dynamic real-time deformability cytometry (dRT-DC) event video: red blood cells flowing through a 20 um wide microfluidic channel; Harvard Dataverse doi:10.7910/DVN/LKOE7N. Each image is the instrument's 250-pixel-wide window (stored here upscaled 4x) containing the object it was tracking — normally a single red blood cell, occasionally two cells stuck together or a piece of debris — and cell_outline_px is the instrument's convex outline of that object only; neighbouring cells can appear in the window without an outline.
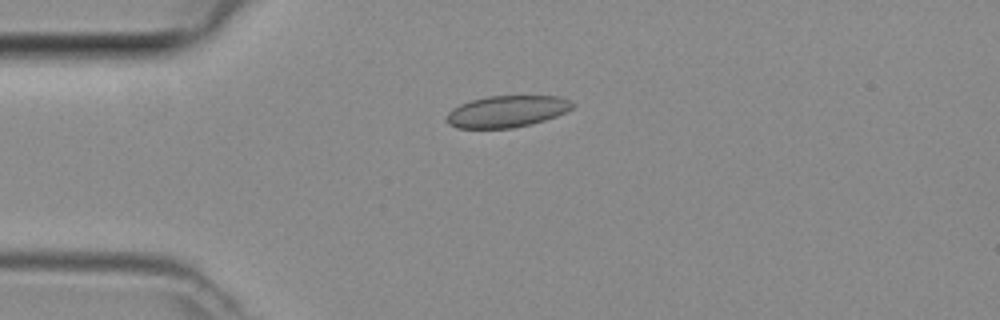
{"species": "common noctule bat (a hibernating species)", "species_latin": "Nyctalus noctula", "temperature_condition": "room temperature", "stored_images_in_passage": 2, "camera_frame_rate_fps": 3000, "um_per_image_px": 0.085, "animal": {"sex": "female", "body_mass_g": 29.2, "forearm_length_mm": 56.3}, "frame": {"image": 1, "passage_image": 1, "time_ms": 0.0, "image_size_px": [1000, 320], "cell_outline_px": [[576, 104], [572, 108], [556, 116], [532, 124], [512, 128], [456, 128], [448, 124], [444, 120], [448, 112], [452, 108], [460, 104], [472, 100], [488, 96], [560, 96]], "centroid_in_image_um": [43.05, 9.47], "position_along_channel_um": 42.0, "area_um2": 23.29}}